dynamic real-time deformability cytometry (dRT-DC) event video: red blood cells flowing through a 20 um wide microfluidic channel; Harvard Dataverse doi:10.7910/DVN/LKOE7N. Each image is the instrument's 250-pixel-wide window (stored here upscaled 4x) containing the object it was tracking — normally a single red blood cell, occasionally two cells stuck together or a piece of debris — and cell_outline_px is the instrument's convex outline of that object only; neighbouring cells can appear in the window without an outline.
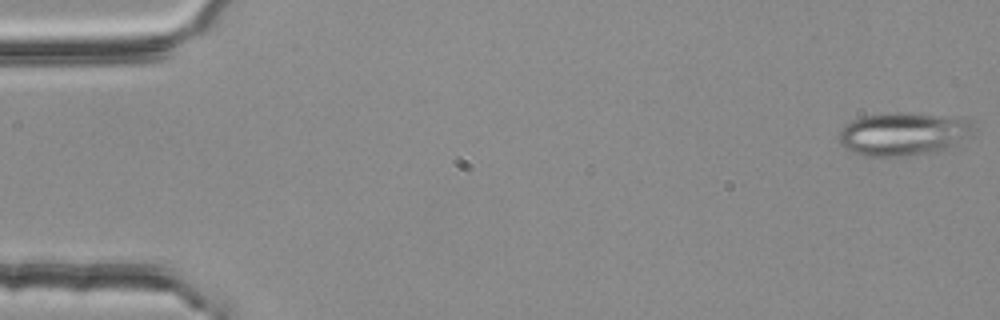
{"species": "common noctule bat (a hibernating species)", "species_latin": "Nyctalus noctula", "temperature_condition": "room temperature", "stored_images_in_passage": 54, "segment_of_instrument_passage": [1, 2], "camera_frame_rate_fps": 3000, "um_per_image_px": 0.085, "animal": {"sex": "female", "body_mass_g": 25.1}, "frame": {"image": 1, "passage_image": 1, "time_ms": 0.0, "image_size_px": [1000, 320], "cell_outline_px": [[976, 128], [972, 136], [936, 152], [904, 156], [864, 156], [852, 152], [840, 144], [840, 132], [852, 120], [864, 116], [888, 112], [900, 112], [960, 116], [968, 120]], "centroid_in_image_um": [76.85, 11.37], "position_along_channel_um": 8.2, "area_um2": 34.1}}